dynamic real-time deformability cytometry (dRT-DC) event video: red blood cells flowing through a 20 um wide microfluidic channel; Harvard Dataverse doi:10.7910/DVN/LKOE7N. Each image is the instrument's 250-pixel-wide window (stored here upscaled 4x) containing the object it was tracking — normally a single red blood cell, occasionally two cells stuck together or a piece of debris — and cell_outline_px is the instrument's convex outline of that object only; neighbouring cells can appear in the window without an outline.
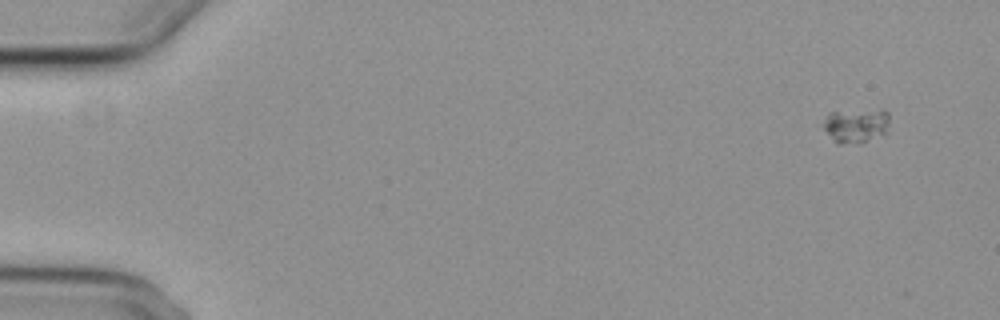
{"species": "common noctule bat (a hibernating species)", "species_latin": "Nyctalus noctula", "temperature_condition": "cold", "stored_images_in_passage": 5, "segment_of_instrument_passage": [1, 2], "camera_frame_rate_fps": 3000, "um_per_image_px": 0.085, "animal": {"sex": "female", "body_mass_g": 29.2, "forearm_length_mm": 56.3}, "frame": {"image": 1, "passage_image": 1, "time_ms": 0.0, "image_size_px": [1000, 320], "cell_outline_px": [[888, 128], [884, 132], [864, 140], [840, 144], [836, 144], [824, 128], [824, 124], [828, 112], [884, 108], [888, 112]], "centroid_in_image_um": [72.75, 10.6], "position_along_channel_um": 12.2, "area_um2": 12.89}}